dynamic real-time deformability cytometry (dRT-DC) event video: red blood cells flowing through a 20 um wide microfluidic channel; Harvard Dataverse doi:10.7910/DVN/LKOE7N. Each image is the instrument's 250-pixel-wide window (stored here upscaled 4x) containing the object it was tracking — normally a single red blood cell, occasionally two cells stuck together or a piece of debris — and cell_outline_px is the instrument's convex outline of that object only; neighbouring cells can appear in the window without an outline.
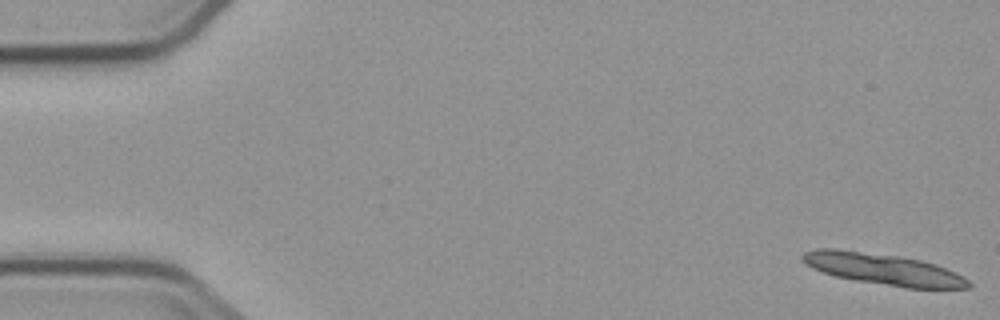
{"species": "common noctule bat (a hibernating species)", "species_latin": "Nyctalus noctula", "temperature_condition": "cold", "stored_images_in_passage": 6, "camera_frame_rate_fps": 3000, "um_per_image_px": 0.085, "animal": {"sex": "male", "body_mass_g": 23.1, "forearm_length_mm": 52.7}, "frame": {"image": 1, "passage_image": 1, "time_ms": 0.0, "image_size_px": [1000, 320], "cell_outline_px": [[972, 288], [908, 288], [856, 280], [836, 276], [812, 268], [800, 256], [804, 252], [816, 248], [832, 248], [896, 256], [920, 260], [936, 264], [964, 276], [972, 284]], "centroid_in_image_um": [75.12, 22.88], "position_along_channel_um": 9.9, "area_um2": 29.88}}